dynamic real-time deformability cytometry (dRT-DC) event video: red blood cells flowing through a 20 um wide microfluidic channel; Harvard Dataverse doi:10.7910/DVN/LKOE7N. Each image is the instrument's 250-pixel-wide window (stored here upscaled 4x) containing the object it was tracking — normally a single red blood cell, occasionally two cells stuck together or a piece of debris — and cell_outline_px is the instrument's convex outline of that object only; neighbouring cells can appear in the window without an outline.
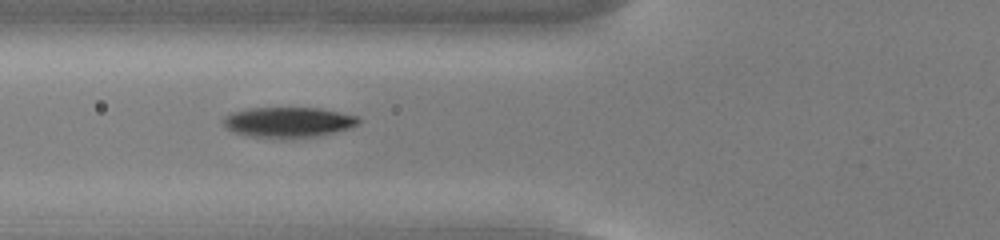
{"species": "common noctule bat (a hibernating species)", "species_latin": "Nyctalus noctula", "temperature_condition": "cold", "stored_images_in_passage": 26, "camera_frame_rate_fps": 3000, "um_per_image_px": 0.085, "animal": {"sex": "male", "body_mass_g": 13.0, "forearm_length_mm": 53.1}, "frame": {"image": 1, "passage_image": 22, "time_ms": 7.0, "image_size_px": [1000, 240], "cell_outline_px": [[360, 124], [352, 128], [316, 136], [284, 140], [248, 136], [236, 132], [228, 128], [224, 124], [224, 116], [232, 112], [248, 108], [316, 108], [356, 116], [360, 120]], "centroid_in_image_um": [24.5, 10.41], "position_along_channel_um": 101.3, "area_um2": 24.04}}
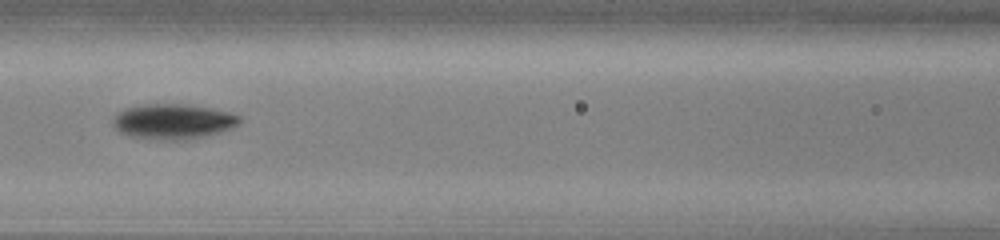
{"frame": {"image": 2, "passage_image": 26, "time_ms": 8.333, "image_size_px": [1000, 240], "cell_outline_px": [[240, 124], [232, 128], [220, 132], [204, 136], [184, 140], [164, 140], [132, 136], [120, 132], [112, 124], [112, 120], [124, 108], [144, 104], [184, 104], [212, 108], [228, 112], [240, 116]], "centroid_in_image_um": [14.73, 10.32], "position_along_channel_um": 151.9, "area_um2": 25.84}}